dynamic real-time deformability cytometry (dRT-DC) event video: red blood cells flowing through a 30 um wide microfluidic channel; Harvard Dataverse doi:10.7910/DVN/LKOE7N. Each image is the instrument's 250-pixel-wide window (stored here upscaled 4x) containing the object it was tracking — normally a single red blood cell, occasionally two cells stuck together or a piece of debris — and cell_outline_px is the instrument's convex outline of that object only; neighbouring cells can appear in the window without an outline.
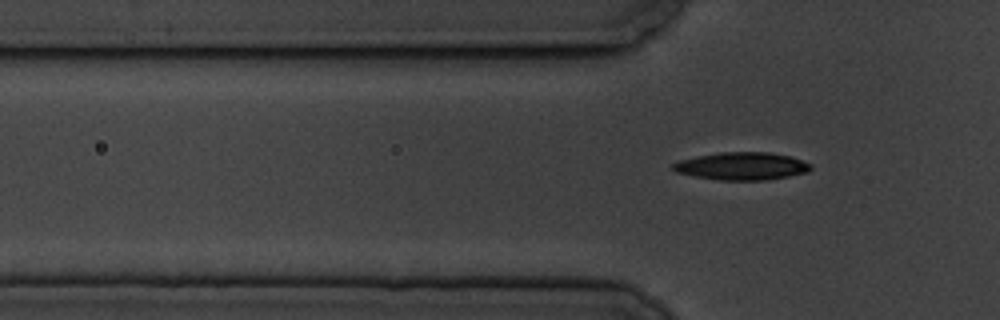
{"species": "common noctule bat (a hibernating species)", "species_latin": "Nyctalus noctula", "temperature_condition": "cold", "stored_images_in_passage": 6, "camera_frame_rate_fps": 3000, "um_per_image_px": 0.085, "animal": {"sex": "male", "body_mass_g": 19.5, "forearm_length_mm": 54.6}, "frame": {"image": 1, "passage_image": 6, "time_ms": 6.0, "image_size_px": [1000, 320], "cell_outline_px": [[812, 168], [808, 172], [788, 176], [764, 180], [720, 180], [696, 176], [676, 172], [672, 168], [672, 164], [680, 160], [696, 156], [720, 152], [768, 152], [792, 156], [812, 164]], "centroid_in_image_um": [63.08, 14.11], "position_along_channel_um": 62.7, "area_um2": 22.2}}